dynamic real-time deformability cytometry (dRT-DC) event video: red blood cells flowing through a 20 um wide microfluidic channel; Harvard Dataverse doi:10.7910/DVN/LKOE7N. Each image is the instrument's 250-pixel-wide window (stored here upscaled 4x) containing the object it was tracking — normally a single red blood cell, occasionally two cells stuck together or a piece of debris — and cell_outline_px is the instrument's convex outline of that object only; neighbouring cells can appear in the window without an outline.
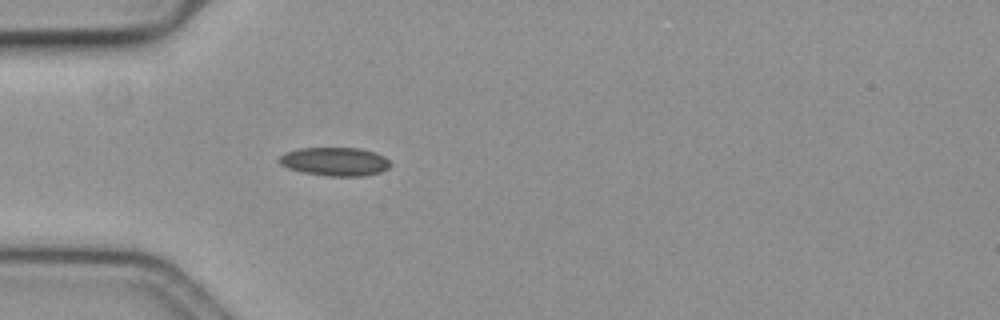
{"species": "common noctule bat (a hibernating species)", "species_latin": "Nyctalus noctula", "temperature_condition": "cold", "stored_images_in_passage": 41, "camera_frame_rate_fps": 3000, "um_per_image_px": 0.085, "animal": {"sex": "female", "body_mass_g": 19.3, "forearm_length_mm": 54.1}, "frame": {"image": 1, "passage_image": 1, "time_ms": 0.0, "image_size_px": [1000, 320], "cell_outline_px": [[392, 164], [388, 168], [380, 172], [364, 176], [328, 176], [304, 172], [288, 168], [280, 164], [276, 160], [284, 152], [300, 148], [360, 148], [376, 152], [384, 156]], "centroid_in_image_um": [28.47, 13.73], "position_along_channel_um": 56.5, "area_um2": 18.61}}
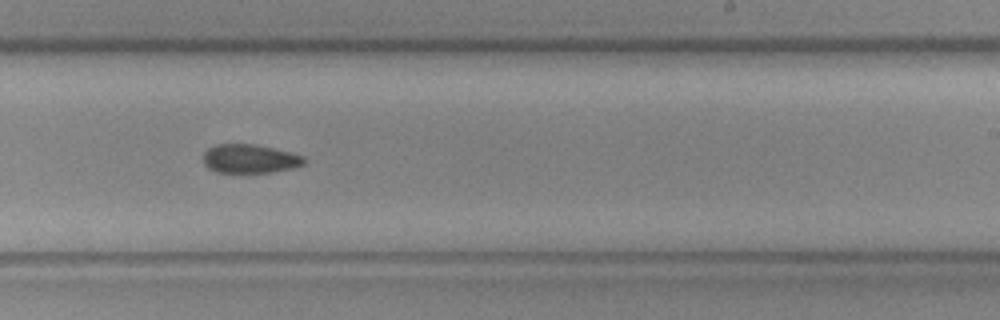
{"frame": {"image": 2, "passage_image": 19, "time_ms": 6.0, "image_size_px": [1000, 320], "cell_outline_px": [[308, 160], [304, 164], [292, 168], [272, 172], [216, 172], [208, 168], [204, 164], [204, 152], [208, 148], [216, 144], [256, 144], [292, 152], [304, 156]], "centroid_in_image_um": [21.27, 13.48], "position_along_channel_um": 267.7, "area_um2": 17.05}}
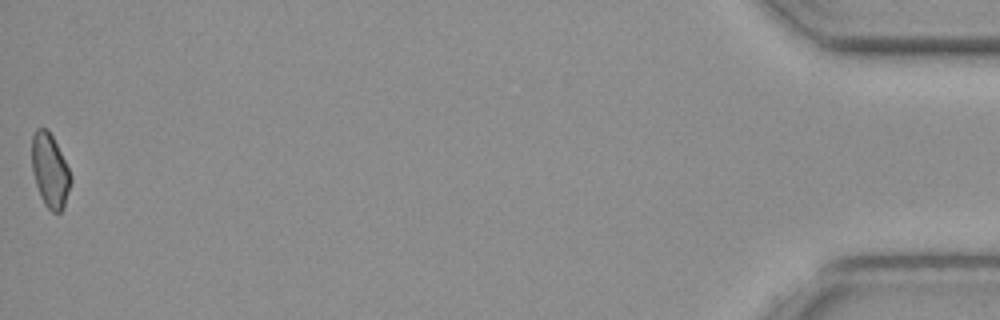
{"frame": {"image": 3, "passage_image": 41, "time_ms": 13.333, "image_size_px": [1000, 320], "cell_outline_px": [[72, 180], [64, 208], [60, 212], [52, 212], [44, 204], [40, 196], [32, 172], [32, 132], [36, 128], [48, 128], [72, 176]], "centroid_in_image_um": [4.24, 14.5], "position_along_channel_um": 431.0, "area_um2": 16.76}}